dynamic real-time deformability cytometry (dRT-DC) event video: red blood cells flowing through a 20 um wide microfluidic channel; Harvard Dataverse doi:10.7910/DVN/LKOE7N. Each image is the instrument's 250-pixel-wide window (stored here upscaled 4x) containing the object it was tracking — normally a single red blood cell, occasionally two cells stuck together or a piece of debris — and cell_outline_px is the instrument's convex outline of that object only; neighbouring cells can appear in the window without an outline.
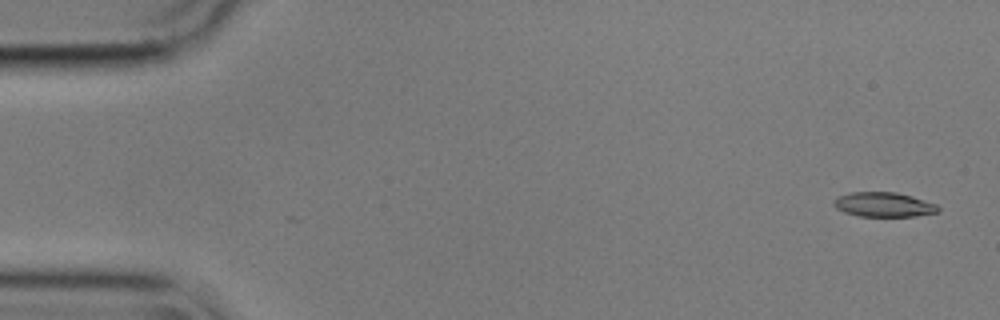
{"species": "common noctule bat (a hibernating species)", "species_latin": "Nyctalus noctula", "temperature_condition": "cold", "stored_images_in_passage": 56, "camera_frame_rate_fps": 3000, "um_per_image_px": 0.085, "animal": {"sex": "male", "body_mass_g": 17.9}, "frame": {"image": 1, "passage_image": 2, "time_ms": 0.333, "image_size_px": [1000, 320], "cell_outline_px": [[940, 212], [916, 216], [860, 216], [844, 212], [836, 208], [832, 204], [832, 200], [836, 196], [852, 192], [896, 192], [912, 196], [936, 204], [940, 208]], "centroid_in_image_um": [75.09, 17.38], "position_along_channel_um": 9.9, "area_um2": 15.09}}
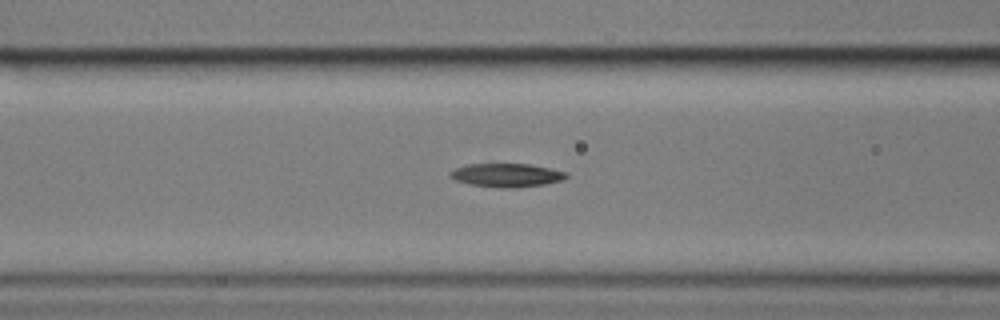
{"frame": {"image": 2, "passage_image": 22, "time_ms": 7.0, "image_size_px": [1000, 320], "cell_outline_px": [[568, 176], [564, 180], [544, 184], [516, 188], [500, 188], [468, 184], [456, 180], [448, 176], [448, 172], [456, 168], [468, 164], [528, 164], [568, 172]], "centroid_in_image_um": [43.05, 14.9], "position_along_channel_um": 123.5, "area_um2": 16.01}}
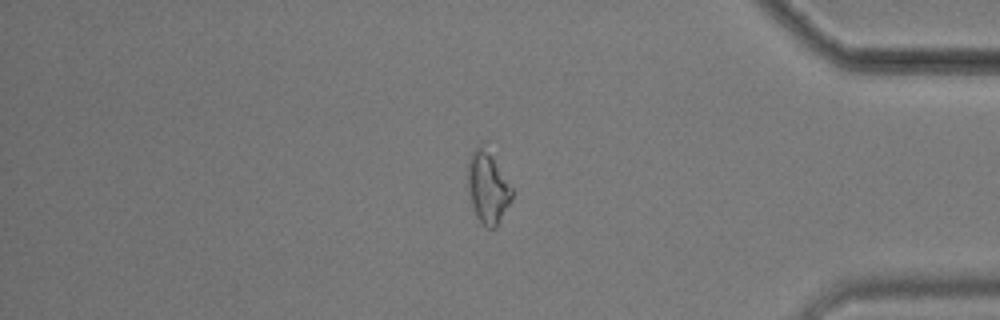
{"frame": {"image": 3, "passage_image": 47, "time_ms": 15.333, "image_size_px": [1000, 320], "cell_outline_px": [[512, 196], [496, 228], [488, 228], [476, 216], [468, 192], [468, 160], [472, 152], [476, 148], [480, 148], [492, 160], [512, 188]], "centroid_in_image_um": [41.43, 16.06], "position_along_channel_um": 393.8, "area_um2": 17.11}, "authors_computed_cell_mechanics": {"area_um2": 16.1262, "velocity_mm_per_s": 3.567, "shape_relaxation_time_tau1_ms": 5.964, "shape_relaxation_time_tau2_ms": null, "deformation_change_tau1": 0.1743, "deformation_change_tau2": null}}